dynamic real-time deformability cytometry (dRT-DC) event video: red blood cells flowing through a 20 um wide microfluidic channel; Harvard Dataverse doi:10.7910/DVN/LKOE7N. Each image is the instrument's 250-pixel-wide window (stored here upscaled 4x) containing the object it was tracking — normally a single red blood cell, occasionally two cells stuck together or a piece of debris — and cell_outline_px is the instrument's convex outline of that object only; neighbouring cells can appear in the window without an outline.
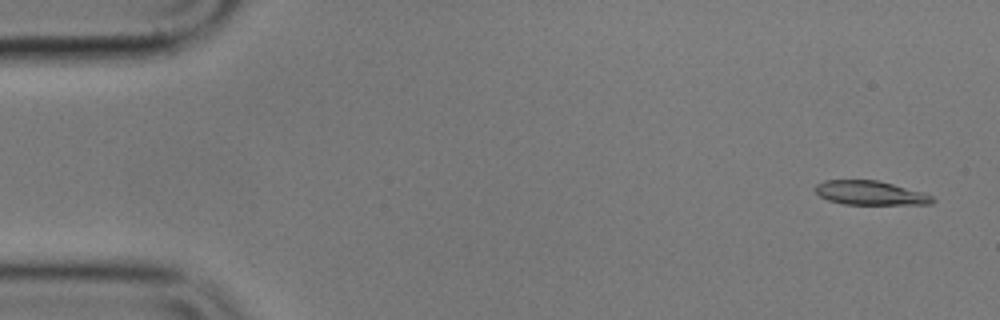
{"species": "common noctule bat (a hibernating species)", "species_latin": "Nyctalus noctula", "temperature_condition": "cold", "stored_images_in_passage": 56, "camera_frame_rate_fps": 3000, "um_per_image_px": 0.085, "animal": {"sex": "male", "body_mass_g": 17.9}, "frame": {"image": 1, "passage_image": 3, "time_ms": 0.667, "image_size_px": [1000, 320], "cell_outline_px": [[936, 200], [932, 204], [844, 204], [828, 200], [820, 196], [812, 188], [816, 184], [824, 180], [876, 180], [924, 192], [932, 196]], "centroid_in_image_um": [73.95, 16.4], "position_along_channel_um": 11.0, "area_um2": 16.47}}
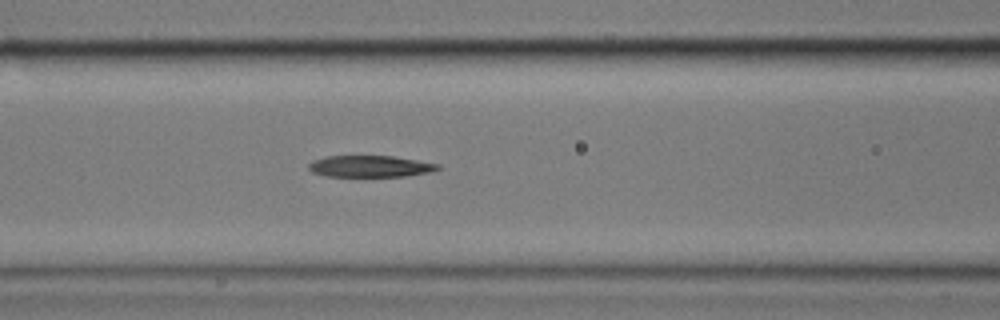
{"frame": {"image": 2, "passage_image": 23, "time_ms": 7.333, "image_size_px": [1000, 320], "cell_outline_px": [[440, 168], [432, 172], [404, 176], [324, 176], [312, 172], [308, 168], [308, 164], [312, 160], [324, 156], [392, 156], [440, 164]], "centroid_in_image_um": [31.43, 14.13], "position_along_channel_um": 135.2, "area_um2": 16.24}}
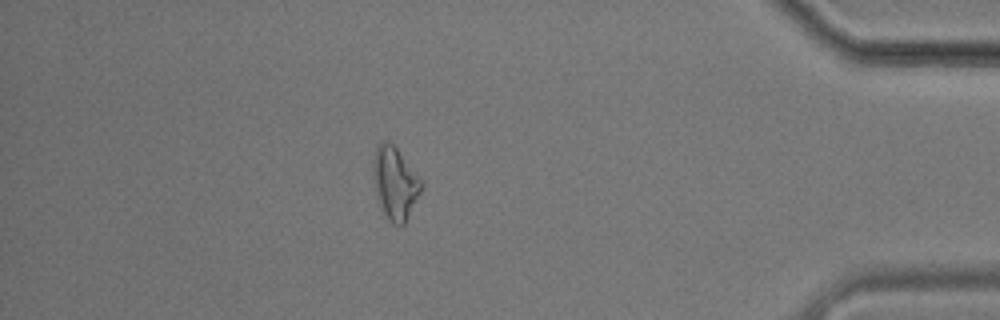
{"frame": {"image": 3, "passage_image": 49, "time_ms": 16.0, "image_size_px": [1000, 320], "cell_outline_px": [[424, 184], [404, 224], [392, 224], [388, 220], [380, 208], [376, 192], [372, 172], [372, 160], [376, 144], [384, 140], [388, 140], [396, 148], [424, 180]], "centroid_in_image_um": [33.56, 15.52], "position_along_channel_um": 401.6, "area_um2": 20.58}, "authors_computed_cell_mechanics": {"area_um2": 17.4845, "velocity_mm_per_s": 3.5607, "shape_relaxation_time_tau1_ms": 10.0563, "shape_relaxation_time_tau2_ms": 6.5788, "deformation_change_tau1": 0.2772, "deformation_change_tau2": 0.216}}